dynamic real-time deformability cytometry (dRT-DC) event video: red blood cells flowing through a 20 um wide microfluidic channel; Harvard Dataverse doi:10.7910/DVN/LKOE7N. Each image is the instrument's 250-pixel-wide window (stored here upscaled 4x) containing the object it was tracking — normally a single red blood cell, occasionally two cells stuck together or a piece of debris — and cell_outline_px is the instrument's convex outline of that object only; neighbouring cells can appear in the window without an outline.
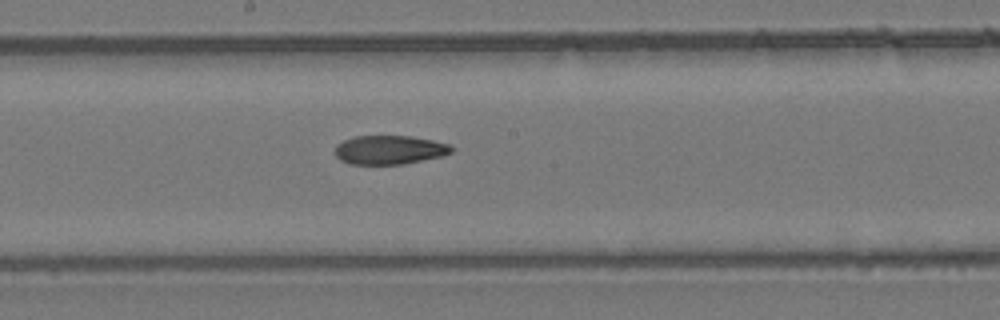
{"species": "common noctule bat (a hibernating species)", "species_latin": "Nyctalus noctula", "temperature_condition": "room temperature", "stored_images_in_passage": 5, "camera_frame_rate_fps": 3000, "um_per_image_px": 0.085, "animal": {"sex": "female", "body_mass_g": 24.6, "forearm_length_mm": 56.2}, "frame": {"image": 1, "passage_image": 5, "time_ms": 1.333, "image_size_px": [1000, 320], "cell_outline_px": [[452, 152], [440, 156], [404, 164], [348, 164], [340, 160], [336, 156], [336, 144], [352, 136], [412, 136], [432, 140], [448, 144], [452, 148]], "centroid_in_image_um": [33.06, 12.73], "position_along_channel_um": 215.1, "area_um2": 19.54}}